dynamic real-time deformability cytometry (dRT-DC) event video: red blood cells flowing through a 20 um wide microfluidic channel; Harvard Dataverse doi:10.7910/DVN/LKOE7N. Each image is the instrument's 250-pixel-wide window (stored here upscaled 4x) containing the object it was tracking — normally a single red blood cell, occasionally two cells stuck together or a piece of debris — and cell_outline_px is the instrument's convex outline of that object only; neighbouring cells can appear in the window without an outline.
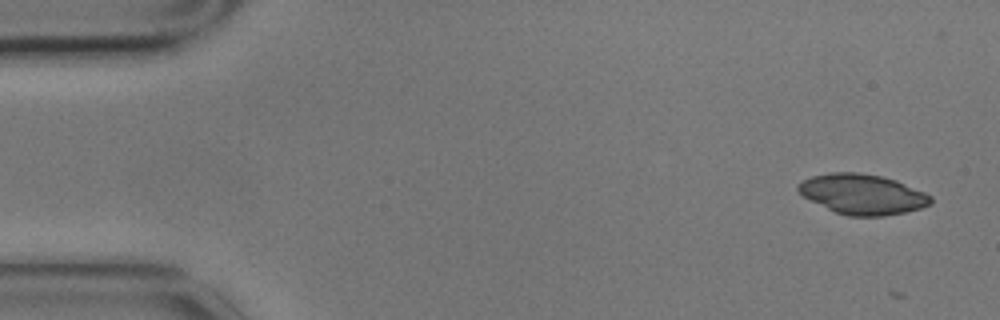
{"species": "common noctule bat (a hibernating species)", "species_latin": "Nyctalus noctula", "temperature_condition": "cold", "stored_images_in_passage": 6, "camera_frame_rate_fps": 3000, "um_per_image_px": 0.085, "animal": {"sex": "male", "body_mass_g": 17.9}, "frame": {"image": 1, "passage_image": 1, "time_ms": 0.0, "image_size_px": [1000, 320], "cell_outline_px": [[932, 204], [920, 208], [904, 212], [884, 216], [848, 216], [836, 212], [804, 196], [796, 188], [800, 180], [812, 176], [832, 172], [860, 172], [880, 176], [896, 180], [924, 192], [932, 196]], "centroid_in_image_um": [73.32, 16.5], "position_along_channel_um": 11.7, "area_um2": 30.81}}